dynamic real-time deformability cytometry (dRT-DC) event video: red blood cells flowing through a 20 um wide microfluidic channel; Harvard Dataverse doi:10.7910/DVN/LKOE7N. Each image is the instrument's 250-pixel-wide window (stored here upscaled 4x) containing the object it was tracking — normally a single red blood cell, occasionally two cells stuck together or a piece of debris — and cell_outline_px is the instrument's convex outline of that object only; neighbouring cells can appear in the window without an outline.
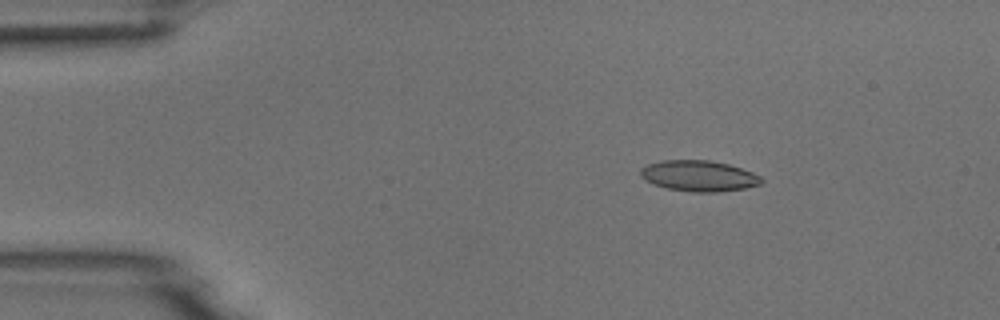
{"species": "common noctule bat (a hibernating species)", "species_latin": "Nyctalus noctula", "temperature_condition": "room temperature", "stored_images_in_passage": 6, "camera_frame_rate_fps": 3000, "um_per_image_px": 0.085, "animal": {"sex": "male", "body_mass_g": 18.8}, "frame": {"image": 1, "passage_image": 3, "time_ms": 0.667, "image_size_px": [1000, 320], "cell_outline_px": [[764, 180], [760, 184], [744, 188], [720, 192], [692, 192], [668, 188], [652, 184], [644, 180], [640, 176], [640, 168], [648, 164], [660, 160], [708, 160], [728, 164], [752, 172], [760, 176]], "centroid_in_image_um": [59.37, 14.95], "position_along_channel_um": 25.6, "area_um2": 21.79}}